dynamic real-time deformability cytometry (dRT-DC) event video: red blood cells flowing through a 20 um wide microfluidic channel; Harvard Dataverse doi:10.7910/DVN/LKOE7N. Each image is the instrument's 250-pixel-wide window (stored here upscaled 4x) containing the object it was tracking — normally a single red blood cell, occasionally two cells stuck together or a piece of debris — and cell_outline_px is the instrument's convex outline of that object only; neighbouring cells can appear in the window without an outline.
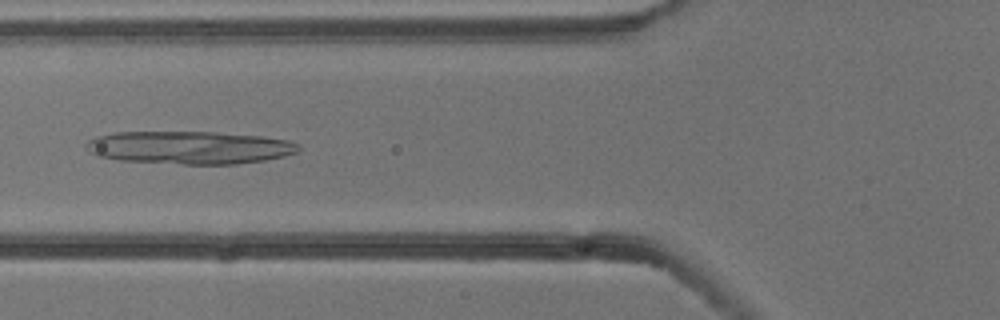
{"species": "common noctule bat (a hibernating species)", "species_latin": "Nyctalus noctula", "temperature_condition": "cold", "stored_images_in_passage": 7, "camera_frame_rate_fps": 3000, "um_per_image_px": 0.085, "animal": {"sex": "male", "body_mass_g": 13.3}, "frame": {"image": 1, "passage_image": 6, "time_ms": 1.667, "image_size_px": [1000, 320], "cell_outline_px": [[300, 148], [296, 152], [284, 156], [264, 160], [236, 164], [184, 164], [120, 160], [96, 156], [84, 148], [84, 144], [88, 140], [96, 136], [116, 132], [216, 132], [264, 136], [288, 140], [300, 144]], "centroid_in_image_um": [16.09, 12.53], "position_along_channel_um": 109.7, "area_um2": 40.86}}
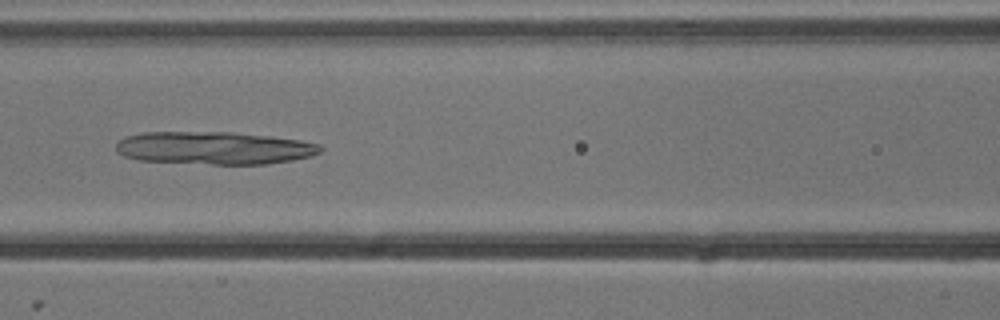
{"frame": {"image": 2, "passage_image": 7, "time_ms": 2.0, "image_size_px": [1000, 320], "cell_outline_px": [[324, 148], [320, 152], [312, 156], [292, 160], [268, 164], [212, 164], [140, 160], [124, 156], [116, 152], [116, 144], [120, 140], [128, 136], [144, 132], [232, 132], [272, 136], [300, 140], [320, 144]], "centroid_in_image_um": [18.25, 12.58], "position_along_channel_um": 148.4, "area_um2": 39.07}}